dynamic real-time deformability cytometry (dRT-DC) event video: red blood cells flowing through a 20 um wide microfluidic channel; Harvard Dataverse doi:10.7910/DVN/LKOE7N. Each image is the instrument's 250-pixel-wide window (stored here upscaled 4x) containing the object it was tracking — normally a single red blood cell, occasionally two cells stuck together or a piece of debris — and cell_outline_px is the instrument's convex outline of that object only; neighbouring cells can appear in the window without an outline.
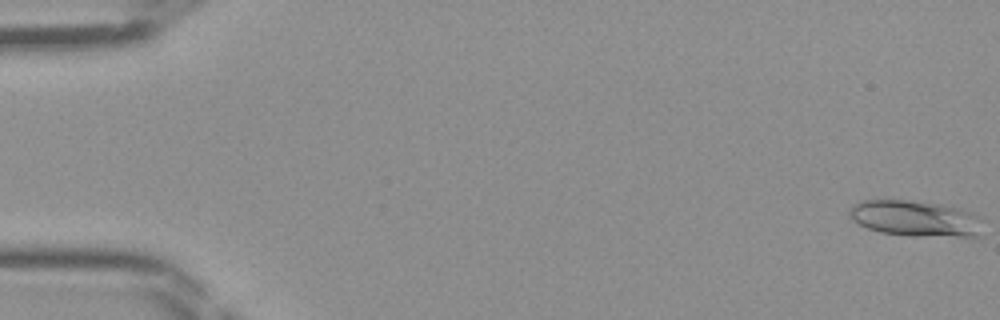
{"species": "Egyptian fruit bat (a non-hibernating species)", "species_latin": "Rousettus aegyptiacus", "temperature_condition": "room temperature", "stored_images_in_passage": 46, "camera_frame_rate_fps": 3000, "um_per_image_px": 0.085, "frame": {"image": 1, "passage_image": 1, "time_ms": 0.0, "image_size_px": [1000, 320], "cell_outline_px": [[980, 236], [908, 236], [880, 232], [868, 228], [852, 220], [848, 212], [848, 208], [860, 200], [908, 200], [940, 204], [956, 208], [968, 212], [976, 216]], "centroid_in_image_um": [77.68, 18.57], "position_along_channel_um": 7.3, "area_um2": 27.51}}
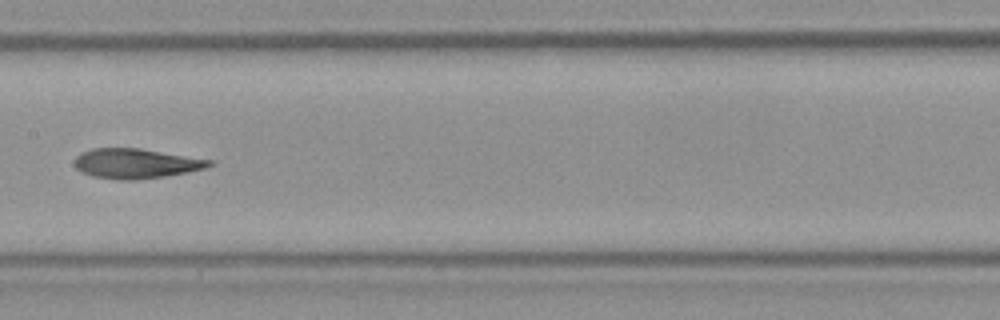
{"frame": {"image": 2, "passage_image": 24, "time_ms": 7.667, "image_size_px": [1000, 320], "cell_outline_px": [[216, 164], [208, 168], [188, 172], [164, 176], [136, 180], [120, 180], [92, 176], [80, 172], [76, 168], [76, 156], [80, 152], [92, 148], [140, 148], [216, 160]], "centroid_in_image_um": [11.62, 13.89], "position_along_channel_um": 195.8, "area_um2": 23.81}}
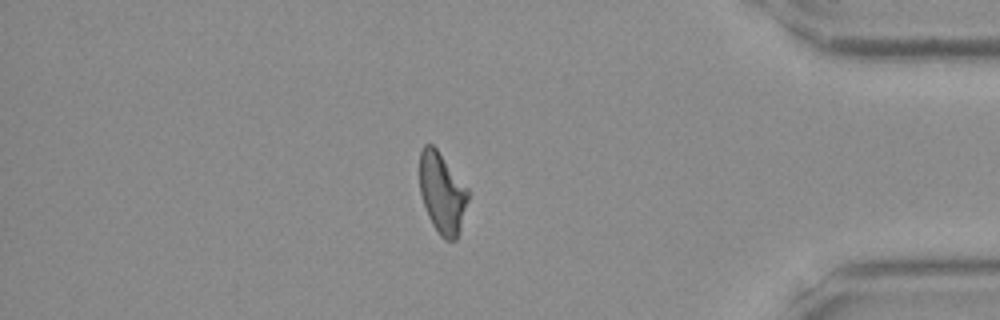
{"frame": {"image": 3, "passage_image": 40, "time_ms": 13.0, "image_size_px": [1000, 320], "cell_outline_px": [[472, 192], [460, 232], [456, 240], [444, 240], [440, 236], [432, 224], [428, 216], [420, 192], [420, 152], [424, 144], [432, 144], [436, 148]], "centroid_in_image_um": [37.63, 16.44], "position_along_channel_um": 397.6, "area_um2": 23.29}}